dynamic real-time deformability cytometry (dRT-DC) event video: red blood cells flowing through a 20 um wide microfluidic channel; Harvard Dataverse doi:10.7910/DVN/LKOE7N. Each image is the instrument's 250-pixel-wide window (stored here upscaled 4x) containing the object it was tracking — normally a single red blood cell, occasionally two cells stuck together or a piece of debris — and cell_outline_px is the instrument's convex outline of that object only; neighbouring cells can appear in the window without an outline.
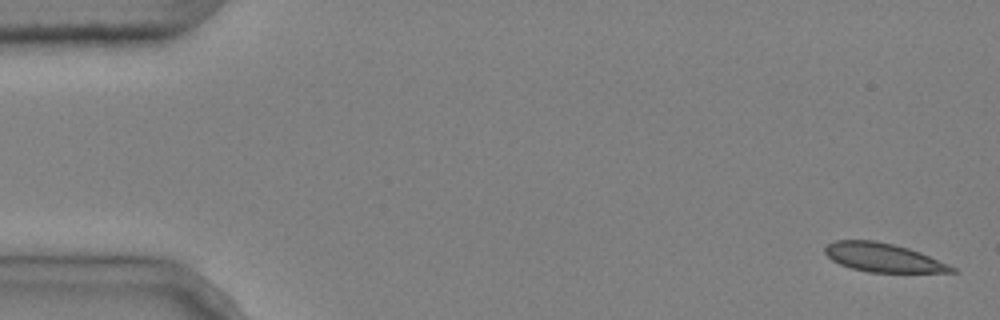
{"species": "common noctule bat (a hibernating species)", "species_latin": "Nyctalus noctula", "temperature_condition": "cold", "stored_images_in_passage": 4, "camera_frame_rate_fps": 3000, "um_per_image_px": 0.085, "animal": {"sex": "male", "body_mass_g": 20.4}, "frame": {"image": 1, "passage_image": 1, "time_ms": 0.0, "image_size_px": [1000, 320], "cell_outline_px": [[960, 272], [868, 272], [852, 268], [840, 264], [832, 260], [824, 252], [824, 248], [828, 244], [836, 240], [872, 240], [892, 244], [908, 248], [920, 252], [948, 264], [956, 268]], "centroid_in_image_um": [75.06, 21.89], "position_along_channel_um": 9.9, "area_um2": 21.04}}
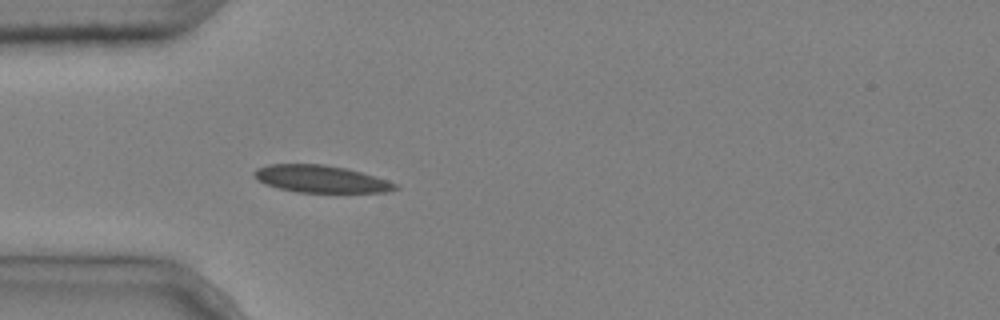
{"frame": {"image": 2, "passage_image": 4, "time_ms": 1.0, "image_size_px": [1000, 320], "cell_outline_px": [[400, 188], [388, 192], [296, 192], [264, 184], [256, 180], [252, 176], [252, 172], [256, 168], [268, 164], [324, 164], [344, 168], [360, 172], [388, 180], [396, 184]], "centroid_in_image_um": [27.22, 15.21], "position_along_channel_um": 57.8, "area_um2": 22.43}}